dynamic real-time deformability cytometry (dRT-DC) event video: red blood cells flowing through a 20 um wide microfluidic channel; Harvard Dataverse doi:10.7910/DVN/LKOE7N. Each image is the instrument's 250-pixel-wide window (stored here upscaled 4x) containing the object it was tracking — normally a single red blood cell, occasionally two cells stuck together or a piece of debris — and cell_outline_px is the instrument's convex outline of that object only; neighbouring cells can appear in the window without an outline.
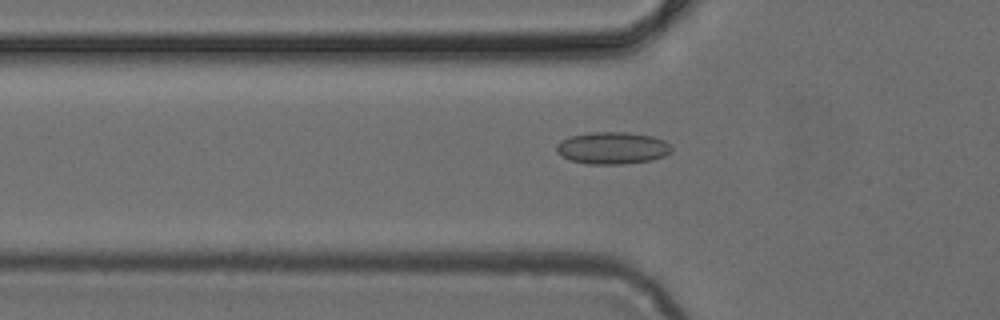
{"species": "common noctule bat (a hibernating species)", "species_latin": "Nyctalus noctula", "temperature_condition": "cold", "stored_images_in_passage": 48, "camera_frame_rate_fps": 3000, "um_per_image_px": 0.085, "animal": {"sex": "female", "body_mass_g": 24.6, "forearm_length_mm": 56.2}, "frame": {"image": 1, "passage_image": 16, "time_ms": 5.0, "image_size_px": [1000, 320], "cell_outline_px": [[672, 152], [664, 156], [652, 160], [620, 164], [588, 164], [568, 160], [556, 152], [556, 144], [560, 140], [572, 136], [592, 132], [628, 132], [652, 136], [664, 140], [672, 148]], "centroid_in_image_um": [52.04, 12.58], "position_along_channel_um": 73.8, "area_um2": 21.62}}
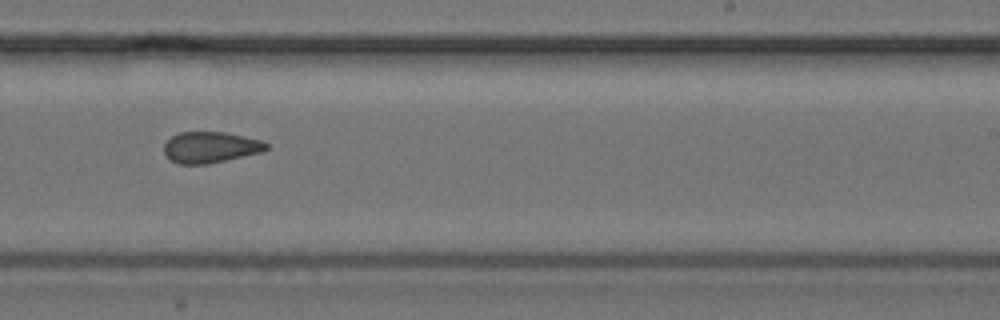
{"frame": {"image": 2, "passage_image": 30, "time_ms": 9.667, "image_size_px": [1000, 320], "cell_outline_px": [[268, 148], [260, 152], [208, 164], [180, 164], [172, 160], [164, 152], [164, 144], [172, 136], [180, 132], [224, 132], [244, 136], [260, 140], [268, 144]], "centroid_in_image_um": [17.88, 12.51], "position_along_channel_um": 271.1, "area_um2": 18.26}}
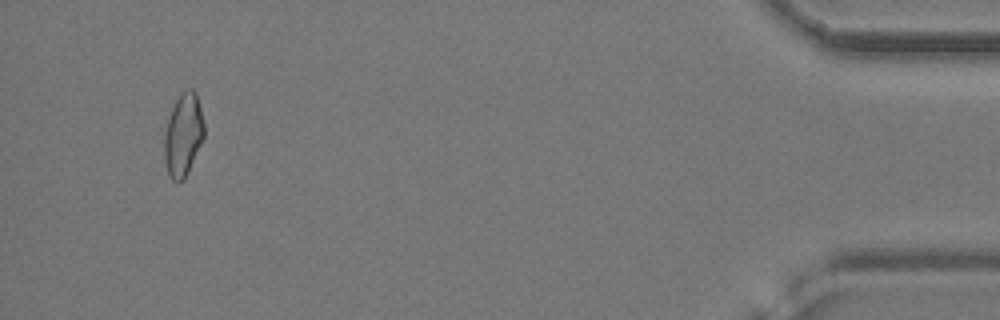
{"frame": {"image": 3, "passage_image": 46, "time_ms": 15.0, "image_size_px": [1000, 320], "cell_outline_px": [[204, 136], [188, 172], [184, 180], [172, 180], [168, 172], [164, 160], [164, 132], [172, 108], [180, 92], [188, 88], [192, 88], [196, 92], [204, 124]], "centroid_in_image_um": [15.57, 11.43], "position_along_channel_um": 419.6, "area_um2": 19.07}}